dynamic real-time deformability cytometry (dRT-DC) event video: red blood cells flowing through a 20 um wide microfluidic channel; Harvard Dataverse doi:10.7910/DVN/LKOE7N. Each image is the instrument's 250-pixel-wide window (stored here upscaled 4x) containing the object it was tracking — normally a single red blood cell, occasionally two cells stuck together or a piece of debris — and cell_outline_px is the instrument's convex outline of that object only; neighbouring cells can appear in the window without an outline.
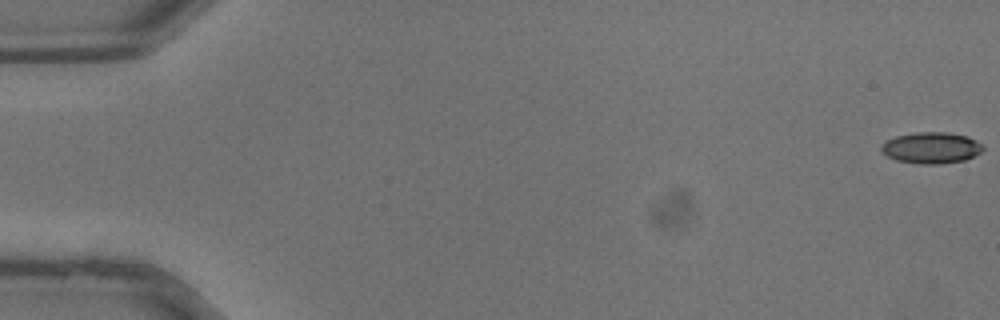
{"species": "common noctule bat (a hibernating species)", "species_latin": "Nyctalus noctula", "temperature_condition": "warm", "stored_images_in_passage": 38, "camera_frame_rate_fps": 3000, "um_per_image_px": 0.085, "animal": {"sex": "male", "body_mass_g": 13.3}, "frame": {"image": 1, "passage_image": 1, "time_ms": 0.0, "image_size_px": [1000, 320], "cell_outline_px": [[984, 148], [980, 152], [964, 160], [940, 164], [920, 164], [896, 160], [880, 152], [880, 148], [888, 140], [896, 136], [916, 132], [948, 132], [968, 136], [976, 140]], "centroid_in_image_um": [79.15, 12.56], "position_along_channel_um": 5.8, "area_um2": 18.44}}
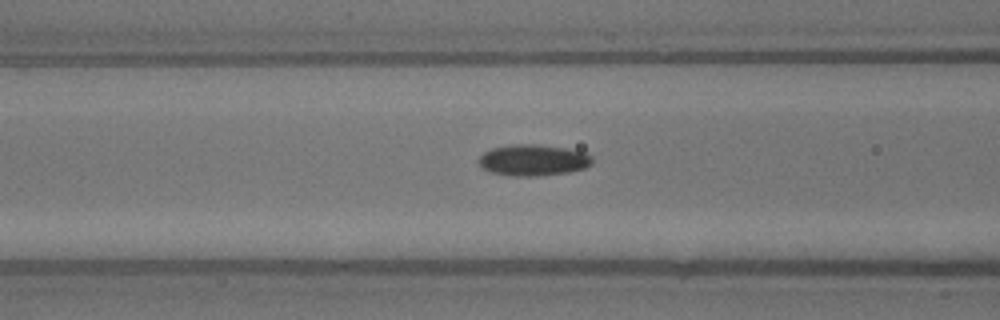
{"frame": {"image": 2, "passage_image": 16, "time_ms": 5.0, "image_size_px": [1000, 320], "cell_outline_px": [[592, 164], [584, 168], [568, 172], [536, 176], [516, 176], [492, 172], [484, 168], [476, 160], [484, 152], [492, 148], [508, 144], [536, 144], [568, 148], [584, 152], [592, 156]], "centroid_in_image_um": [45.33, 13.59], "position_along_channel_um": 121.3, "area_um2": 20.69}}
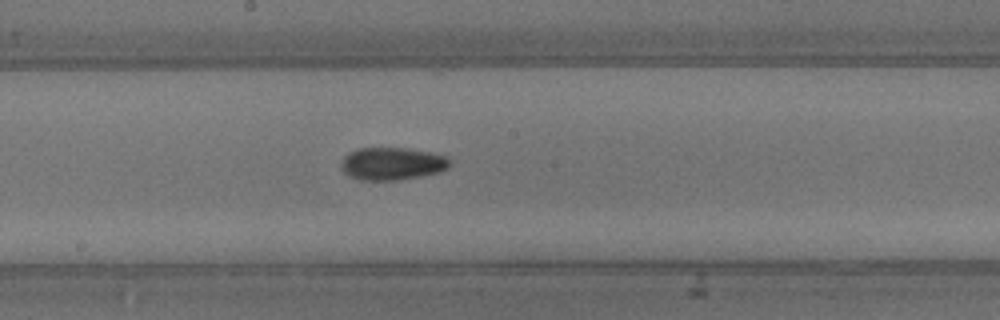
{"frame": {"image": 3, "passage_image": 21, "time_ms": 6.667, "image_size_px": [1000, 320], "cell_outline_px": [[452, 160], [448, 168], [440, 172], [420, 176], [396, 180], [360, 180], [348, 176], [344, 172], [340, 164], [344, 156], [348, 152], [360, 148], [408, 148], [432, 152], [448, 156]], "centroid_in_image_um": [33.35, 13.9], "position_along_channel_um": 214.8, "area_um2": 20.92}}